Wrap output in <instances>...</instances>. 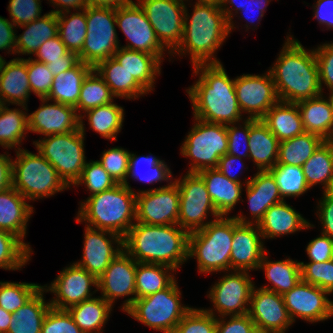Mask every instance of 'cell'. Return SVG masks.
I'll return each instance as SVG.
<instances>
[{
    "label": "cell",
    "mask_w": 333,
    "mask_h": 333,
    "mask_svg": "<svg viewBox=\"0 0 333 333\" xmlns=\"http://www.w3.org/2000/svg\"><path fill=\"white\" fill-rule=\"evenodd\" d=\"M195 75L198 79L186 89L192 102L193 118L224 125L243 121L235 78H229L222 63L194 65L193 77Z\"/></svg>",
    "instance_id": "6da1fadb"
},
{
    "label": "cell",
    "mask_w": 333,
    "mask_h": 333,
    "mask_svg": "<svg viewBox=\"0 0 333 333\" xmlns=\"http://www.w3.org/2000/svg\"><path fill=\"white\" fill-rule=\"evenodd\" d=\"M268 70L279 101L297 103L324 94L314 49H305L292 35L288 34L278 58Z\"/></svg>",
    "instance_id": "7a4b0ae2"
},
{
    "label": "cell",
    "mask_w": 333,
    "mask_h": 333,
    "mask_svg": "<svg viewBox=\"0 0 333 333\" xmlns=\"http://www.w3.org/2000/svg\"><path fill=\"white\" fill-rule=\"evenodd\" d=\"M194 4L192 13L188 12L185 5L183 38L170 56L189 54L192 67L197 64L221 63L220 59L216 58V53L230 35L229 22L219 4Z\"/></svg>",
    "instance_id": "3957f363"
},
{
    "label": "cell",
    "mask_w": 333,
    "mask_h": 333,
    "mask_svg": "<svg viewBox=\"0 0 333 333\" xmlns=\"http://www.w3.org/2000/svg\"><path fill=\"white\" fill-rule=\"evenodd\" d=\"M189 234L177 224L136 222L123 238V247L136 262L164 264L177 270L189 260Z\"/></svg>",
    "instance_id": "277c9868"
},
{
    "label": "cell",
    "mask_w": 333,
    "mask_h": 333,
    "mask_svg": "<svg viewBox=\"0 0 333 333\" xmlns=\"http://www.w3.org/2000/svg\"><path fill=\"white\" fill-rule=\"evenodd\" d=\"M77 223L126 236L136 223V192L125 184L117 183L101 193L89 195L80 202Z\"/></svg>",
    "instance_id": "5b68a950"
},
{
    "label": "cell",
    "mask_w": 333,
    "mask_h": 333,
    "mask_svg": "<svg viewBox=\"0 0 333 333\" xmlns=\"http://www.w3.org/2000/svg\"><path fill=\"white\" fill-rule=\"evenodd\" d=\"M234 217L220 216L189 234L188 259L197 261L202 274L230 271Z\"/></svg>",
    "instance_id": "8992f818"
},
{
    "label": "cell",
    "mask_w": 333,
    "mask_h": 333,
    "mask_svg": "<svg viewBox=\"0 0 333 333\" xmlns=\"http://www.w3.org/2000/svg\"><path fill=\"white\" fill-rule=\"evenodd\" d=\"M85 15L87 34L78 56L95 68L121 46L116 31V0H93L85 7Z\"/></svg>",
    "instance_id": "52a82bcc"
},
{
    "label": "cell",
    "mask_w": 333,
    "mask_h": 333,
    "mask_svg": "<svg viewBox=\"0 0 333 333\" xmlns=\"http://www.w3.org/2000/svg\"><path fill=\"white\" fill-rule=\"evenodd\" d=\"M12 160V187L31 202L53 197L58 192L70 189L58 175L53 165L38 151L18 149Z\"/></svg>",
    "instance_id": "ba28073f"
},
{
    "label": "cell",
    "mask_w": 333,
    "mask_h": 333,
    "mask_svg": "<svg viewBox=\"0 0 333 333\" xmlns=\"http://www.w3.org/2000/svg\"><path fill=\"white\" fill-rule=\"evenodd\" d=\"M80 121V128L65 134L48 135L33 141L36 150L56 169L58 175L71 188L81 177L86 165L85 129Z\"/></svg>",
    "instance_id": "9c48e42d"
},
{
    "label": "cell",
    "mask_w": 333,
    "mask_h": 333,
    "mask_svg": "<svg viewBox=\"0 0 333 333\" xmlns=\"http://www.w3.org/2000/svg\"><path fill=\"white\" fill-rule=\"evenodd\" d=\"M177 283L175 280L164 290L135 299L125 313L155 331L163 333L176 328L192 308L181 303L182 292Z\"/></svg>",
    "instance_id": "30bf717a"
},
{
    "label": "cell",
    "mask_w": 333,
    "mask_h": 333,
    "mask_svg": "<svg viewBox=\"0 0 333 333\" xmlns=\"http://www.w3.org/2000/svg\"><path fill=\"white\" fill-rule=\"evenodd\" d=\"M194 121L180 148V154L191 162L188 173L217 168L219 159L227 154L228 150L226 125L197 118H194Z\"/></svg>",
    "instance_id": "8fae6325"
},
{
    "label": "cell",
    "mask_w": 333,
    "mask_h": 333,
    "mask_svg": "<svg viewBox=\"0 0 333 333\" xmlns=\"http://www.w3.org/2000/svg\"><path fill=\"white\" fill-rule=\"evenodd\" d=\"M180 193V207L177 225L189 233L204 228L208 223L220 217L204 180L198 173L186 172L181 178H174ZM207 216L214 219L207 221ZM206 220V221H205Z\"/></svg>",
    "instance_id": "7c38bea8"
},
{
    "label": "cell",
    "mask_w": 333,
    "mask_h": 333,
    "mask_svg": "<svg viewBox=\"0 0 333 333\" xmlns=\"http://www.w3.org/2000/svg\"><path fill=\"white\" fill-rule=\"evenodd\" d=\"M116 26L129 41L121 47L154 55L162 63L167 50L158 41L146 13L138 2L116 0Z\"/></svg>",
    "instance_id": "4fadbf2b"
},
{
    "label": "cell",
    "mask_w": 333,
    "mask_h": 333,
    "mask_svg": "<svg viewBox=\"0 0 333 333\" xmlns=\"http://www.w3.org/2000/svg\"><path fill=\"white\" fill-rule=\"evenodd\" d=\"M223 273L207 292V298L214 308L205 310L215 317L248 314L251 293L255 286L250 272L230 270Z\"/></svg>",
    "instance_id": "5bb4252c"
},
{
    "label": "cell",
    "mask_w": 333,
    "mask_h": 333,
    "mask_svg": "<svg viewBox=\"0 0 333 333\" xmlns=\"http://www.w3.org/2000/svg\"><path fill=\"white\" fill-rule=\"evenodd\" d=\"M146 13L160 44L171 55L183 38L185 0H136Z\"/></svg>",
    "instance_id": "9a60e30c"
},
{
    "label": "cell",
    "mask_w": 333,
    "mask_h": 333,
    "mask_svg": "<svg viewBox=\"0 0 333 333\" xmlns=\"http://www.w3.org/2000/svg\"><path fill=\"white\" fill-rule=\"evenodd\" d=\"M180 193L173 181L157 188L136 192V222L147 225L177 224Z\"/></svg>",
    "instance_id": "2e32d148"
},
{
    "label": "cell",
    "mask_w": 333,
    "mask_h": 333,
    "mask_svg": "<svg viewBox=\"0 0 333 333\" xmlns=\"http://www.w3.org/2000/svg\"><path fill=\"white\" fill-rule=\"evenodd\" d=\"M136 265L137 262L123 250L111 261L105 272L97 279V291H101V297L112 306L118 298L128 296L122 303V308H120L123 312L136 299Z\"/></svg>",
    "instance_id": "e0dca14e"
},
{
    "label": "cell",
    "mask_w": 333,
    "mask_h": 333,
    "mask_svg": "<svg viewBox=\"0 0 333 333\" xmlns=\"http://www.w3.org/2000/svg\"><path fill=\"white\" fill-rule=\"evenodd\" d=\"M329 295L322 288L300 280L282 297L293 323L296 318L317 323L333 317V301L328 298Z\"/></svg>",
    "instance_id": "ac0fdd59"
},
{
    "label": "cell",
    "mask_w": 333,
    "mask_h": 333,
    "mask_svg": "<svg viewBox=\"0 0 333 333\" xmlns=\"http://www.w3.org/2000/svg\"><path fill=\"white\" fill-rule=\"evenodd\" d=\"M92 286L96 287V290L92 291ZM97 286V279L92 274L72 263L64 267L51 284H45L42 287L55 296L50 300L51 307L68 309L93 298V294L97 292Z\"/></svg>",
    "instance_id": "d6986e66"
},
{
    "label": "cell",
    "mask_w": 333,
    "mask_h": 333,
    "mask_svg": "<svg viewBox=\"0 0 333 333\" xmlns=\"http://www.w3.org/2000/svg\"><path fill=\"white\" fill-rule=\"evenodd\" d=\"M235 92L242 114L262 119L279 99L269 70L262 75L243 74L235 78Z\"/></svg>",
    "instance_id": "ffe728a7"
},
{
    "label": "cell",
    "mask_w": 333,
    "mask_h": 333,
    "mask_svg": "<svg viewBox=\"0 0 333 333\" xmlns=\"http://www.w3.org/2000/svg\"><path fill=\"white\" fill-rule=\"evenodd\" d=\"M81 260L74 262L98 279L111 261L124 250L123 238L107 230L85 225Z\"/></svg>",
    "instance_id": "44dd1931"
},
{
    "label": "cell",
    "mask_w": 333,
    "mask_h": 333,
    "mask_svg": "<svg viewBox=\"0 0 333 333\" xmlns=\"http://www.w3.org/2000/svg\"><path fill=\"white\" fill-rule=\"evenodd\" d=\"M248 315L261 333H286L292 322L282 295L253 287Z\"/></svg>",
    "instance_id": "7402d4cb"
},
{
    "label": "cell",
    "mask_w": 333,
    "mask_h": 333,
    "mask_svg": "<svg viewBox=\"0 0 333 333\" xmlns=\"http://www.w3.org/2000/svg\"><path fill=\"white\" fill-rule=\"evenodd\" d=\"M41 106L27 114L28 131L43 136L65 134L80 128L75 107L40 98Z\"/></svg>",
    "instance_id": "603a6c76"
},
{
    "label": "cell",
    "mask_w": 333,
    "mask_h": 333,
    "mask_svg": "<svg viewBox=\"0 0 333 333\" xmlns=\"http://www.w3.org/2000/svg\"><path fill=\"white\" fill-rule=\"evenodd\" d=\"M257 224L239 223L234 218V233L230 256V270H258L267 251Z\"/></svg>",
    "instance_id": "cb8c5ba5"
},
{
    "label": "cell",
    "mask_w": 333,
    "mask_h": 333,
    "mask_svg": "<svg viewBox=\"0 0 333 333\" xmlns=\"http://www.w3.org/2000/svg\"><path fill=\"white\" fill-rule=\"evenodd\" d=\"M244 187L252 218L250 220L240 212L233 216L239 223L258 224L271 206L283 201L276 181L268 170L257 171Z\"/></svg>",
    "instance_id": "d4e9b609"
},
{
    "label": "cell",
    "mask_w": 333,
    "mask_h": 333,
    "mask_svg": "<svg viewBox=\"0 0 333 333\" xmlns=\"http://www.w3.org/2000/svg\"><path fill=\"white\" fill-rule=\"evenodd\" d=\"M31 87L27 74V59L13 58L0 66V104L27 106Z\"/></svg>",
    "instance_id": "484cf974"
},
{
    "label": "cell",
    "mask_w": 333,
    "mask_h": 333,
    "mask_svg": "<svg viewBox=\"0 0 333 333\" xmlns=\"http://www.w3.org/2000/svg\"><path fill=\"white\" fill-rule=\"evenodd\" d=\"M257 225L264 241L315 227L285 200L271 206Z\"/></svg>",
    "instance_id": "4316f807"
},
{
    "label": "cell",
    "mask_w": 333,
    "mask_h": 333,
    "mask_svg": "<svg viewBox=\"0 0 333 333\" xmlns=\"http://www.w3.org/2000/svg\"><path fill=\"white\" fill-rule=\"evenodd\" d=\"M33 213L34 207L12 186L0 192V229L17 236L32 252L24 238Z\"/></svg>",
    "instance_id": "83f0119b"
},
{
    "label": "cell",
    "mask_w": 333,
    "mask_h": 333,
    "mask_svg": "<svg viewBox=\"0 0 333 333\" xmlns=\"http://www.w3.org/2000/svg\"><path fill=\"white\" fill-rule=\"evenodd\" d=\"M204 180L206 189L220 216H227L242 200V188L250 179L243 183L229 180L216 168L204 169L198 172Z\"/></svg>",
    "instance_id": "f1b7e54d"
},
{
    "label": "cell",
    "mask_w": 333,
    "mask_h": 333,
    "mask_svg": "<svg viewBox=\"0 0 333 333\" xmlns=\"http://www.w3.org/2000/svg\"><path fill=\"white\" fill-rule=\"evenodd\" d=\"M148 92L154 90L155 80L161 74V62L145 52L119 47L113 56Z\"/></svg>",
    "instance_id": "f546056e"
},
{
    "label": "cell",
    "mask_w": 333,
    "mask_h": 333,
    "mask_svg": "<svg viewBox=\"0 0 333 333\" xmlns=\"http://www.w3.org/2000/svg\"><path fill=\"white\" fill-rule=\"evenodd\" d=\"M279 140L261 119H250L249 159L258 171L272 168L278 160Z\"/></svg>",
    "instance_id": "4dcf8cb0"
},
{
    "label": "cell",
    "mask_w": 333,
    "mask_h": 333,
    "mask_svg": "<svg viewBox=\"0 0 333 333\" xmlns=\"http://www.w3.org/2000/svg\"><path fill=\"white\" fill-rule=\"evenodd\" d=\"M304 129L307 133L320 136L325 141L333 138V108L323 94L297 102Z\"/></svg>",
    "instance_id": "1f68e13d"
},
{
    "label": "cell",
    "mask_w": 333,
    "mask_h": 333,
    "mask_svg": "<svg viewBox=\"0 0 333 333\" xmlns=\"http://www.w3.org/2000/svg\"><path fill=\"white\" fill-rule=\"evenodd\" d=\"M279 142L305 133L297 103L278 101L261 119Z\"/></svg>",
    "instance_id": "d6a6232c"
},
{
    "label": "cell",
    "mask_w": 333,
    "mask_h": 333,
    "mask_svg": "<svg viewBox=\"0 0 333 333\" xmlns=\"http://www.w3.org/2000/svg\"><path fill=\"white\" fill-rule=\"evenodd\" d=\"M94 69L103 78L116 98L135 100L148 94L114 57L100 62Z\"/></svg>",
    "instance_id": "836d02e7"
},
{
    "label": "cell",
    "mask_w": 333,
    "mask_h": 333,
    "mask_svg": "<svg viewBox=\"0 0 333 333\" xmlns=\"http://www.w3.org/2000/svg\"><path fill=\"white\" fill-rule=\"evenodd\" d=\"M266 251L259 264L258 270H264L265 277L272 286H260V288L276 292L280 295L290 291L301 280L300 261L290 259L271 261Z\"/></svg>",
    "instance_id": "e575fe53"
},
{
    "label": "cell",
    "mask_w": 333,
    "mask_h": 333,
    "mask_svg": "<svg viewBox=\"0 0 333 333\" xmlns=\"http://www.w3.org/2000/svg\"><path fill=\"white\" fill-rule=\"evenodd\" d=\"M20 28L25 30L16 36V54L34 55L45 41L58 35L57 14L49 11L42 17L19 26Z\"/></svg>",
    "instance_id": "d590c367"
},
{
    "label": "cell",
    "mask_w": 333,
    "mask_h": 333,
    "mask_svg": "<svg viewBox=\"0 0 333 333\" xmlns=\"http://www.w3.org/2000/svg\"><path fill=\"white\" fill-rule=\"evenodd\" d=\"M93 69L90 65L80 61L72 69L54 76L47 99L76 107L83 81Z\"/></svg>",
    "instance_id": "8d00e7d4"
},
{
    "label": "cell",
    "mask_w": 333,
    "mask_h": 333,
    "mask_svg": "<svg viewBox=\"0 0 333 333\" xmlns=\"http://www.w3.org/2000/svg\"><path fill=\"white\" fill-rule=\"evenodd\" d=\"M47 293L42 287L22 307L12 313L7 333H41L43 320L51 307L50 301H45Z\"/></svg>",
    "instance_id": "74e56055"
},
{
    "label": "cell",
    "mask_w": 333,
    "mask_h": 333,
    "mask_svg": "<svg viewBox=\"0 0 333 333\" xmlns=\"http://www.w3.org/2000/svg\"><path fill=\"white\" fill-rule=\"evenodd\" d=\"M112 308L114 307L101 296H93V298L73 305L67 310L75 324L84 333H102L104 332L103 327L113 311Z\"/></svg>",
    "instance_id": "f35d334b"
},
{
    "label": "cell",
    "mask_w": 333,
    "mask_h": 333,
    "mask_svg": "<svg viewBox=\"0 0 333 333\" xmlns=\"http://www.w3.org/2000/svg\"><path fill=\"white\" fill-rule=\"evenodd\" d=\"M302 168L310 189L321 184L323 192L333 190V143L324 141Z\"/></svg>",
    "instance_id": "ab89813d"
},
{
    "label": "cell",
    "mask_w": 333,
    "mask_h": 333,
    "mask_svg": "<svg viewBox=\"0 0 333 333\" xmlns=\"http://www.w3.org/2000/svg\"><path fill=\"white\" fill-rule=\"evenodd\" d=\"M174 268L164 264L139 263L136 265V299L149 296L169 287L177 278Z\"/></svg>",
    "instance_id": "60d3db41"
},
{
    "label": "cell",
    "mask_w": 333,
    "mask_h": 333,
    "mask_svg": "<svg viewBox=\"0 0 333 333\" xmlns=\"http://www.w3.org/2000/svg\"><path fill=\"white\" fill-rule=\"evenodd\" d=\"M12 108L0 104V146L4 149H21L22 141L28 134V107ZM25 110V111H23Z\"/></svg>",
    "instance_id": "b9f144b4"
},
{
    "label": "cell",
    "mask_w": 333,
    "mask_h": 333,
    "mask_svg": "<svg viewBox=\"0 0 333 333\" xmlns=\"http://www.w3.org/2000/svg\"><path fill=\"white\" fill-rule=\"evenodd\" d=\"M124 108L112 102L90 109L80 116V121L87 118L90 128L109 141H117V134L122 130Z\"/></svg>",
    "instance_id": "7bdbcfd3"
},
{
    "label": "cell",
    "mask_w": 333,
    "mask_h": 333,
    "mask_svg": "<svg viewBox=\"0 0 333 333\" xmlns=\"http://www.w3.org/2000/svg\"><path fill=\"white\" fill-rule=\"evenodd\" d=\"M152 155L153 154L150 153V155L147 156H137L135 153H130L129 172L127 181L124 183L125 185L129 186V177L147 184H154L162 181H166L168 184H171L174 181L172 178V171L166 164L165 160H161L160 158ZM141 168H144L145 170Z\"/></svg>",
    "instance_id": "ee69618b"
},
{
    "label": "cell",
    "mask_w": 333,
    "mask_h": 333,
    "mask_svg": "<svg viewBox=\"0 0 333 333\" xmlns=\"http://www.w3.org/2000/svg\"><path fill=\"white\" fill-rule=\"evenodd\" d=\"M324 141L318 135L305 132L279 142L277 164L302 166Z\"/></svg>",
    "instance_id": "f6af8a7d"
},
{
    "label": "cell",
    "mask_w": 333,
    "mask_h": 333,
    "mask_svg": "<svg viewBox=\"0 0 333 333\" xmlns=\"http://www.w3.org/2000/svg\"><path fill=\"white\" fill-rule=\"evenodd\" d=\"M57 20L61 41L69 51L79 54L87 34L85 8L73 13L71 11L58 13Z\"/></svg>",
    "instance_id": "bcb514c9"
},
{
    "label": "cell",
    "mask_w": 333,
    "mask_h": 333,
    "mask_svg": "<svg viewBox=\"0 0 333 333\" xmlns=\"http://www.w3.org/2000/svg\"><path fill=\"white\" fill-rule=\"evenodd\" d=\"M115 98L103 78L93 69L83 81L75 109L80 117L90 109L114 102Z\"/></svg>",
    "instance_id": "7dc6e473"
},
{
    "label": "cell",
    "mask_w": 333,
    "mask_h": 333,
    "mask_svg": "<svg viewBox=\"0 0 333 333\" xmlns=\"http://www.w3.org/2000/svg\"><path fill=\"white\" fill-rule=\"evenodd\" d=\"M268 171L274 177L283 200L287 197H300L310 189L302 166L276 163Z\"/></svg>",
    "instance_id": "c3c4849f"
},
{
    "label": "cell",
    "mask_w": 333,
    "mask_h": 333,
    "mask_svg": "<svg viewBox=\"0 0 333 333\" xmlns=\"http://www.w3.org/2000/svg\"><path fill=\"white\" fill-rule=\"evenodd\" d=\"M33 252L14 234L0 229V268L21 270L31 260Z\"/></svg>",
    "instance_id": "681fc988"
},
{
    "label": "cell",
    "mask_w": 333,
    "mask_h": 333,
    "mask_svg": "<svg viewBox=\"0 0 333 333\" xmlns=\"http://www.w3.org/2000/svg\"><path fill=\"white\" fill-rule=\"evenodd\" d=\"M41 288L37 283L0 281V307L14 313Z\"/></svg>",
    "instance_id": "f907efd6"
},
{
    "label": "cell",
    "mask_w": 333,
    "mask_h": 333,
    "mask_svg": "<svg viewBox=\"0 0 333 333\" xmlns=\"http://www.w3.org/2000/svg\"><path fill=\"white\" fill-rule=\"evenodd\" d=\"M116 184L97 160H90L86 162L81 177L73 186L84 185L88 189L87 191H90L89 193L93 195L108 190Z\"/></svg>",
    "instance_id": "816d5d0a"
},
{
    "label": "cell",
    "mask_w": 333,
    "mask_h": 333,
    "mask_svg": "<svg viewBox=\"0 0 333 333\" xmlns=\"http://www.w3.org/2000/svg\"><path fill=\"white\" fill-rule=\"evenodd\" d=\"M130 151L122 147L104 150L97 160L116 183L124 184L129 172Z\"/></svg>",
    "instance_id": "f5cc1de1"
},
{
    "label": "cell",
    "mask_w": 333,
    "mask_h": 333,
    "mask_svg": "<svg viewBox=\"0 0 333 333\" xmlns=\"http://www.w3.org/2000/svg\"><path fill=\"white\" fill-rule=\"evenodd\" d=\"M301 280L333 294V260L300 262Z\"/></svg>",
    "instance_id": "db71d44e"
},
{
    "label": "cell",
    "mask_w": 333,
    "mask_h": 333,
    "mask_svg": "<svg viewBox=\"0 0 333 333\" xmlns=\"http://www.w3.org/2000/svg\"><path fill=\"white\" fill-rule=\"evenodd\" d=\"M181 333H216V317L204 308H191L178 323Z\"/></svg>",
    "instance_id": "11a10c76"
},
{
    "label": "cell",
    "mask_w": 333,
    "mask_h": 333,
    "mask_svg": "<svg viewBox=\"0 0 333 333\" xmlns=\"http://www.w3.org/2000/svg\"><path fill=\"white\" fill-rule=\"evenodd\" d=\"M27 74L31 93H34L39 99L47 98L54 76L46 66V63L38 62L32 57H28Z\"/></svg>",
    "instance_id": "9f6ffc18"
},
{
    "label": "cell",
    "mask_w": 333,
    "mask_h": 333,
    "mask_svg": "<svg viewBox=\"0 0 333 333\" xmlns=\"http://www.w3.org/2000/svg\"><path fill=\"white\" fill-rule=\"evenodd\" d=\"M226 128L228 134L227 154L238 156L242 159L243 157L249 159L250 119L245 118L242 122L228 124Z\"/></svg>",
    "instance_id": "6f0895ef"
},
{
    "label": "cell",
    "mask_w": 333,
    "mask_h": 333,
    "mask_svg": "<svg viewBox=\"0 0 333 333\" xmlns=\"http://www.w3.org/2000/svg\"><path fill=\"white\" fill-rule=\"evenodd\" d=\"M41 333H84L67 309L50 307L41 327Z\"/></svg>",
    "instance_id": "680465c9"
},
{
    "label": "cell",
    "mask_w": 333,
    "mask_h": 333,
    "mask_svg": "<svg viewBox=\"0 0 333 333\" xmlns=\"http://www.w3.org/2000/svg\"><path fill=\"white\" fill-rule=\"evenodd\" d=\"M41 0H9L8 11L11 22L17 26L28 24L43 15Z\"/></svg>",
    "instance_id": "91938a15"
},
{
    "label": "cell",
    "mask_w": 333,
    "mask_h": 333,
    "mask_svg": "<svg viewBox=\"0 0 333 333\" xmlns=\"http://www.w3.org/2000/svg\"><path fill=\"white\" fill-rule=\"evenodd\" d=\"M34 55V60L46 64L56 60H80L78 54L67 49L59 35L45 41Z\"/></svg>",
    "instance_id": "94428289"
},
{
    "label": "cell",
    "mask_w": 333,
    "mask_h": 333,
    "mask_svg": "<svg viewBox=\"0 0 333 333\" xmlns=\"http://www.w3.org/2000/svg\"><path fill=\"white\" fill-rule=\"evenodd\" d=\"M319 68V81L323 92V84L328 91L333 90V42L324 43L314 48Z\"/></svg>",
    "instance_id": "6125c7cd"
},
{
    "label": "cell",
    "mask_w": 333,
    "mask_h": 333,
    "mask_svg": "<svg viewBox=\"0 0 333 333\" xmlns=\"http://www.w3.org/2000/svg\"><path fill=\"white\" fill-rule=\"evenodd\" d=\"M227 318H229L227 320ZM216 333H261L248 314L216 317Z\"/></svg>",
    "instance_id": "be15d7a7"
},
{
    "label": "cell",
    "mask_w": 333,
    "mask_h": 333,
    "mask_svg": "<svg viewBox=\"0 0 333 333\" xmlns=\"http://www.w3.org/2000/svg\"><path fill=\"white\" fill-rule=\"evenodd\" d=\"M323 197L318 201L316 215L322 225L321 232L333 239V190L322 193Z\"/></svg>",
    "instance_id": "e7e4bbea"
},
{
    "label": "cell",
    "mask_w": 333,
    "mask_h": 333,
    "mask_svg": "<svg viewBox=\"0 0 333 333\" xmlns=\"http://www.w3.org/2000/svg\"><path fill=\"white\" fill-rule=\"evenodd\" d=\"M332 249L333 239L321 233L307 244L305 251L310 262H324L331 260Z\"/></svg>",
    "instance_id": "03108f58"
},
{
    "label": "cell",
    "mask_w": 333,
    "mask_h": 333,
    "mask_svg": "<svg viewBox=\"0 0 333 333\" xmlns=\"http://www.w3.org/2000/svg\"><path fill=\"white\" fill-rule=\"evenodd\" d=\"M271 1L272 0H246L242 9L240 10V12H238V14L240 13L242 15L239 16V18H241L242 20L243 18H245L244 20H246L247 23L249 22L248 24L247 23L245 24L246 27L245 31H247L248 29H253L250 27V25L251 26L255 25L254 19H257L258 21L257 25L259 24V21H261V19L263 18L265 14L264 12L266 11V8L270 4L269 2ZM252 15L254 16L252 17ZM255 16H257V18Z\"/></svg>",
    "instance_id": "003e7915"
},
{
    "label": "cell",
    "mask_w": 333,
    "mask_h": 333,
    "mask_svg": "<svg viewBox=\"0 0 333 333\" xmlns=\"http://www.w3.org/2000/svg\"><path fill=\"white\" fill-rule=\"evenodd\" d=\"M238 166L240 167L239 170L238 168H236L240 174H242V169H248V167H246L245 165V160L243 161L242 158H239L238 156H234L231 154H225L223 155L218 162V166H217V170L220 171L224 176H226L229 180L238 182V183H242L240 176L237 172H233L234 167H236L235 165H237L236 163H238ZM237 166V167H238ZM246 167V168H245ZM236 170V171H237ZM237 173V174H236Z\"/></svg>",
    "instance_id": "a7ac6f4b"
},
{
    "label": "cell",
    "mask_w": 333,
    "mask_h": 333,
    "mask_svg": "<svg viewBox=\"0 0 333 333\" xmlns=\"http://www.w3.org/2000/svg\"><path fill=\"white\" fill-rule=\"evenodd\" d=\"M16 26L7 18L0 16V50L16 55ZM1 56V55H0Z\"/></svg>",
    "instance_id": "89a4df30"
},
{
    "label": "cell",
    "mask_w": 333,
    "mask_h": 333,
    "mask_svg": "<svg viewBox=\"0 0 333 333\" xmlns=\"http://www.w3.org/2000/svg\"><path fill=\"white\" fill-rule=\"evenodd\" d=\"M314 19L319 25L328 29H333V0H317L313 6Z\"/></svg>",
    "instance_id": "2644e50d"
},
{
    "label": "cell",
    "mask_w": 333,
    "mask_h": 333,
    "mask_svg": "<svg viewBox=\"0 0 333 333\" xmlns=\"http://www.w3.org/2000/svg\"><path fill=\"white\" fill-rule=\"evenodd\" d=\"M12 160L8 152L0 154V192L12 186Z\"/></svg>",
    "instance_id": "8c879c8a"
},
{
    "label": "cell",
    "mask_w": 333,
    "mask_h": 333,
    "mask_svg": "<svg viewBox=\"0 0 333 333\" xmlns=\"http://www.w3.org/2000/svg\"><path fill=\"white\" fill-rule=\"evenodd\" d=\"M246 0H221L220 8L224 12L227 21L229 22V32L237 27H235V23L233 22L234 16L240 12ZM230 5V6H229ZM233 11V12H232ZM235 11V12H234Z\"/></svg>",
    "instance_id": "753ad0ef"
},
{
    "label": "cell",
    "mask_w": 333,
    "mask_h": 333,
    "mask_svg": "<svg viewBox=\"0 0 333 333\" xmlns=\"http://www.w3.org/2000/svg\"><path fill=\"white\" fill-rule=\"evenodd\" d=\"M56 10H51L55 14L71 11L84 9L89 3L93 0H48ZM60 8V9H59Z\"/></svg>",
    "instance_id": "34e18365"
},
{
    "label": "cell",
    "mask_w": 333,
    "mask_h": 333,
    "mask_svg": "<svg viewBox=\"0 0 333 333\" xmlns=\"http://www.w3.org/2000/svg\"><path fill=\"white\" fill-rule=\"evenodd\" d=\"M79 62L80 60H56L51 63H47L46 66L49 68L53 76H57L61 72L72 69Z\"/></svg>",
    "instance_id": "11e5206c"
},
{
    "label": "cell",
    "mask_w": 333,
    "mask_h": 333,
    "mask_svg": "<svg viewBox=\"0 0 333 333\" xmlns=\"http://www.w3.org/2000/svg\"><path fill=\"white\" fill-rule=\"evenodd\" d=\"M11 317L12 313H9L0 307V333H7Z\"/></svg>",
    "instance_id": "2a66077c"
},
{
    "label": "cell",
    "mask_w": 333,
    "mask_h": 333,
    "mask_svg": "<svg viewBox=\"0 0 333 333\" xmlns=\"http://www.w3.org/2000/svg\"><path fill=\"white\" fill-rule=\"evenodd\" d=\"M187 2H190V0H186ZM221 0H196V2H205V3H216V4H220Z\"/></svg>",
    "instance_id": "b9fcfbb0"
},
{
    "label": "cell",
    "mask_w": 333,
    "mask_h": 333,
    "mask_svg": "<svg viewBox=\"0 0 333 333\" xmlns=\"http://www.w3.org/2000/svg\"><path fill=\"white\" fill-rule=\"evenodd\" d=\"M329 96H328V98H329V100H330V102H331V104H332V108H333V90L332 91H329Z\"/></svg>",
    "instance_id": "09005b40"
},
{
    "label": "cell",
    "mask_w": 333,
    "mask_h": 333,
    "mask_svg": "<svg viewBox=\"0 0 333 333\" xmlns=\"http://www.w3.org/2000/svg\"><path fill=\"white\" fill-rule=\"evenodd\" d=\"M163 333H181V332L177 328H174Z\"/></svg>",
    "instance_id": "979ff035"
},
{
    "label": "cell",
    "mask_w": 333,
    "mask_h": 333,
    "mask_svg": "<svg viewBox=\"0 0 333 333\" xmlns=\"http://www.w3.org/2000/svg\"><path fill=\"white\" fill-rule=\"evenodd\" d=\"M3 59H4V57L0 56V66H1Z\"/></svg>",
    "instance_id": "deb4b68c"
}]
</instances>
